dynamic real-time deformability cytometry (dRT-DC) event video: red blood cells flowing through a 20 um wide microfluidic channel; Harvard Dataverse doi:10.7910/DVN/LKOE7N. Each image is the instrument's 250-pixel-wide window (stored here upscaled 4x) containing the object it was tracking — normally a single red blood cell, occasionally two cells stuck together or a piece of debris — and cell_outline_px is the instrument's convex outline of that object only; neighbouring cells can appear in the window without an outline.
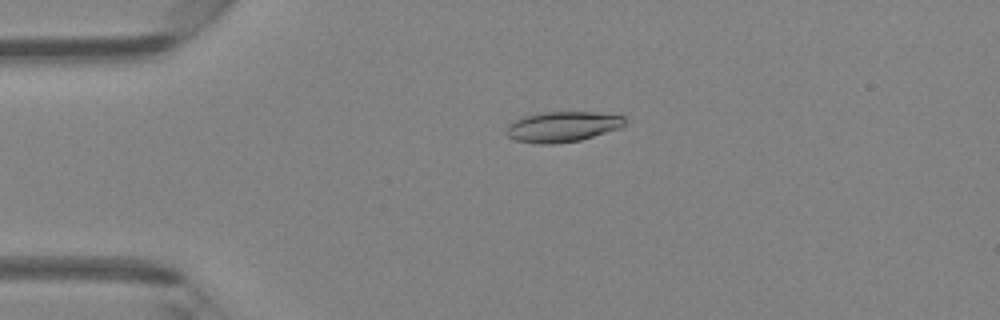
{"species": "Egyptian fruit bat (a non-hibernating species)", "species_latin": "Rousettus aegyptiacus", "temperature_condition": "room temperature", "stored_images_in_passage": 40, "camera_frame_rate_fps": 3000, "um_per_image_px": 0.085, "animal": {"sex": "female"}, "frame": {"image": 1, "passage_image": 4, "time_ms": 1.0, "image_size_px": [1000, 320], "cell_outline_px": [[624, 124], [620, 128], [580, 140], [556, 144], [536, 144], [516, 140], [508, 136], [508, 124], [524, 116], [540, 112], [592, 112], [624, 116]], "centroid_in_image_um": [47.8, 10.77], "position_along_channel_um": 37.2, "area_um2": 20.81}}
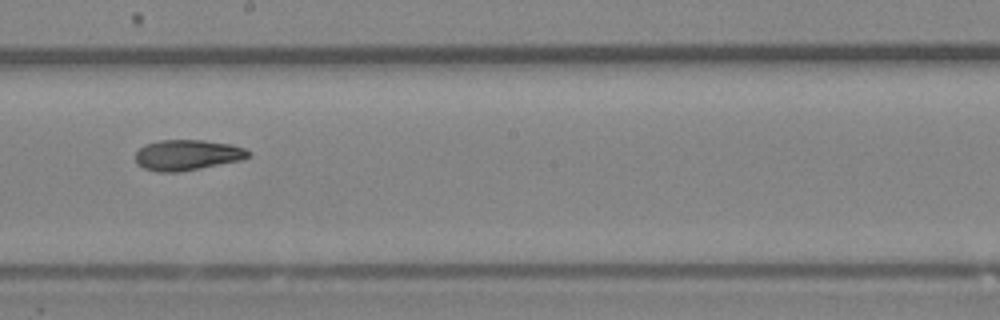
{"frame": {"image": 2, "passage_image": 20, "time_ms": 6.333, "image_size_px": [1000, 320], "cell_outline_px": [[252, 156], [240, 160], [180, 172], [156, 172], [144, 168], [136, 164], [136, 152], [144, 144], [160, 140], [204, 140], [232, 144], [244, 148], [252, 152]], "centroid_in_image_um": [15.93, 13.17], "position_along_channel_um": 232.3, "area_um2": 20.29}}
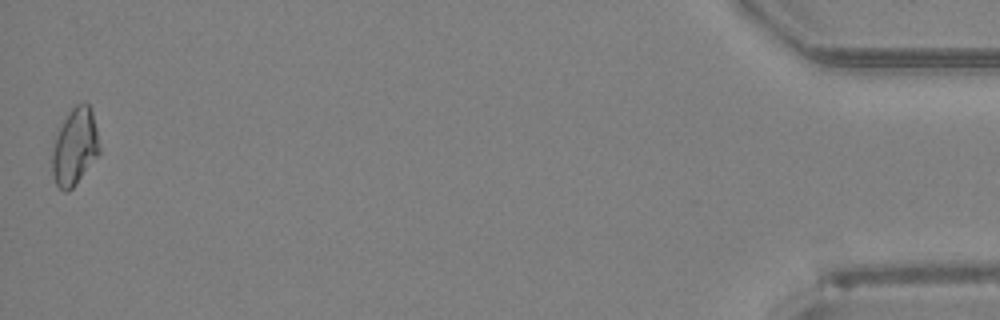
{"frame": {"image": 3, "passage_image": 40, "time_ms": 13.0, "image_size_px": [1000, 320], "cell_outline_px": [[100, 152], [72, 188], [68, 192], [64, 192], [56, 184], [52, 172], [52, 152], [56, 136], [68, 112], [76, 104], [88, 104], [92, 112], [96, 128], [100, 148]], "centroid_in_image_um": [6.35, 12.49], "position_along_channel_um": 428.9, "area_um2": 20.69}, "authors_computed_cell_mechanics": {"area_um2": 20.23, "velocity_mm_per_s": 4.3325, "shape_relaxation_time_tau1_ms": null, "shape_relaxation_time_tau2_ms": 4.7663, "deformation_change_tau1": null, "deformation_change_tau2": 0.1136}}